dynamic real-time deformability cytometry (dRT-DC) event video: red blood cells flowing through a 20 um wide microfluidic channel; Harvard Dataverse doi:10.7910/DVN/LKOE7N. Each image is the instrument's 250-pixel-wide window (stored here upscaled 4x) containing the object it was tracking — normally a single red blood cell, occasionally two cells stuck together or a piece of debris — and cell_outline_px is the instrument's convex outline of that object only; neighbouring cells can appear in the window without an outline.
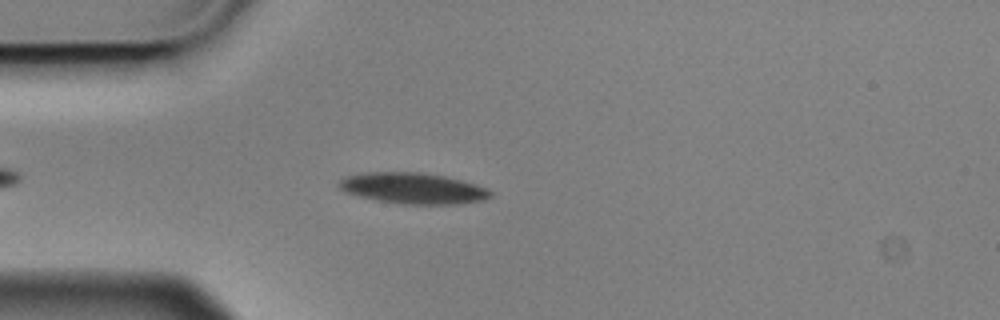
{"species": "Egyptian fruit bat (a non-hibernating species)", "species_latin": "Rousettus aegyptiacus", "temperature_condition": "cold", "stored_images_in_passage": 2, "camera_frame_rate_fps": 3000, "um_per_image_px": 0.085, "animal": {"sex": "male"}, "frame": {"image": 1, "passage_image": 2, "time_ms": 0.333, "image_size_px": [1000, 320], "cell_outline_px": [[492, 196], [484, 200], [460, 204], [404, 204], [376, 200], [344, 192], [336, 184], [344, 176], [364, 172], [424, 172], [444, 176], [476, 184], [488, 188], [492, 192]], "centroid_in_image_um": [35.1, 16.0], "position_along_channel_um": 49.9, "area_um2": 27.57}}